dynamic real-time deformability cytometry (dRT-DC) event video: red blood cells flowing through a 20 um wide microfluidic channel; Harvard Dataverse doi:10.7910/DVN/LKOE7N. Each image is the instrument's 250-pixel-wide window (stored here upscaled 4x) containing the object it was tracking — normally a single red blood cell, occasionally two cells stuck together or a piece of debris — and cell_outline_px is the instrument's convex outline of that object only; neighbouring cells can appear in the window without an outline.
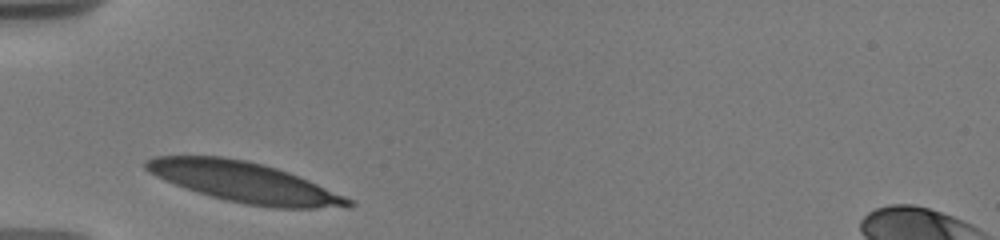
{"species": "human", "species_latin": "Homo sapiens", "temperature_condition": "warm", "stored_images_in_passage": 3, "camera_frame_rate_fps": 3000, "um_per_image_px": 0.085, "donor": {"sex": "male"}, "frame": {"image": 1, "passage_image": 1, "time_ms": 0.0, "image_size_px": [1000, 240], "cell_outline_px": [[356, 204], [348, 208], [276, 208], [248, 204], [228, 200], [212, 196], [176, 184], [156, 176], [148, 172], [144, 168], [144, 160], [156, 156], [220, 156], [244, 160], [264, 164], [288, 172], [308, 180], [344, 196], [352, 200]], "centroid_in_image_um": [20.8, 15.48], "position_along_channel_um": 64.2, "area_um2": 46.88}}